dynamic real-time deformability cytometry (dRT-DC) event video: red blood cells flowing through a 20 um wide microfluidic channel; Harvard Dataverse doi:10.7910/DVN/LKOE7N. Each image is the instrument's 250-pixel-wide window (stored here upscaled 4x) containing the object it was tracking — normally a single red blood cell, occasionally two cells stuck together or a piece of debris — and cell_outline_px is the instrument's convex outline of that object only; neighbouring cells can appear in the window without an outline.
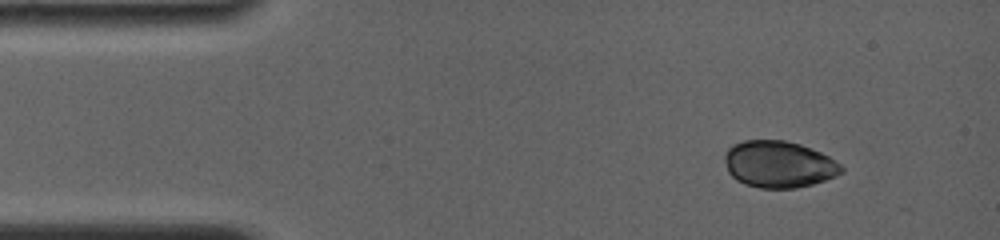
{"species": "common noctule bat (a hibernating species)", "species_latin": "Nyctalus noctula", "temperature_condition": "room temperature", "stored_images_in_passage": 8, "camera_frame_rate_fps": 4000, "um_per_image_px": 0.085, "animal": {"sex": "female", "body_mass_g": 19.0, "forearm_length_mm": 56.7}, "frame": {"image": 1, "passage_image": 1, "time_ms": 0.0, "image_size_px": [1000, 240], "cell_outline_px": [[844, 172], [836, 176], [812, 184], [796, 188], [760, 188], [744, 184], [736, 180], [728, 172], [724, 160], [724, 152], [732, 144], [744, 140], [784, 140], [800, 144], [820, 152], [828, 156], [840, 164], [844, 168]], "centroid_in_image_um": [66.17, 13.96], "position_along_channel_um": 18.8, "area_um2": 31.96}}
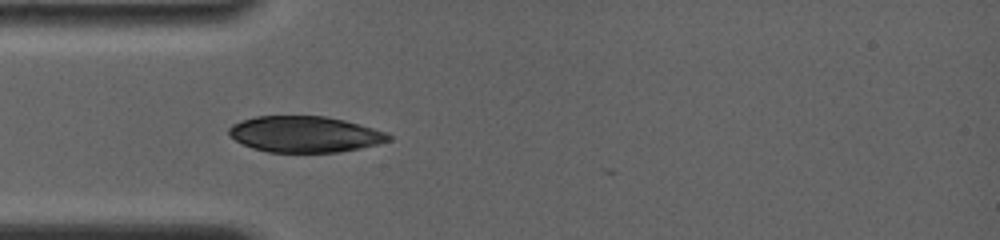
{"frame": {"image": 2, "passage_image": 5, "time_ms": 3.0, "image_size_px": [1000, 240], "cell_outline_px": [[392, 140], [360, 148], [340, 152], [268, 152], [252, 148], [228, 136], [228, 128], [232, 124], [240, 120], [256, 116], [324, 116], [344, 120], [372, 128], [384, 132], [392, 136]], "centroid_in_image_um": [25.86, 11.41], "position_along_channel_um": 59.1, "area_um2": 33.52}}